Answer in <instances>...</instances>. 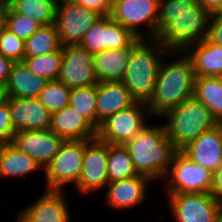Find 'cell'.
<instances>
[{
	"instance_id": "obj_1",
	"label": "cell",
	"mask_w": 222,
	"mask_h": 222,
	"mask_svg": "<svg viewBox=\"0 0 222 222\" xmlns=\"http://www.w3.org/2000/svg\"><path fill=\"white\" fill-rule=\"evenodd\" d=\"M210 16L198 0H160L156 39L170 51H184L207 38Z\"/></svg>"
},
{
	"instance_id": "obj_2",
	"label": "cell",
	"mask_w": 222,
	"mask_h": 222,
	"mask_svg": "<svg viewBox=\"0 0 222 222\" xmlns=\"http://www.w3.org/2000/svg\"><path fill=\"white\" fill-rule=\"evenodd\" d=\"M166 56L176 60L168 62L164 57L162 61L153 95L146 103L150 117H160L194 97L196 75L189 56L178 50L169 51Z\"/></svg>"
},
{
	"instance_id": "obj_3",
	"label": "cell",
	"mask_w": 222,
	"mask_h": 222,
	"mask_svg": "<svg viewBox=\"0 0 222 222\" xmlns=\"http://www.w3.org/2000/svg\"><path fill=\"white\" fill-rule=\"evenodd\" d=\"M124 146L130 154L137 174L146 176L152 181H159L165 177L178 151L166 136L163 124L147 125Z\"/></svg>"
},
{
	"instance_id": "obj_4",
	"label": "cell",
	"mask_w": 222,
	"mask_h": 222,
	"mask_svg": "<svg viewBox=\"0 0 222 222\" xmlns=\"http://www.w3.org/2000/svg\"><path fill=\"white\" fill-rule=\"evenodd\" d=\"M169 51L157 39H142L133 48L122 83L136 101L147 103L153 95L163 57Z\"/></svg>"
},
{
	"instance_id": "obj_5",
	"label": "cell",
	"mask_w": 222,
	"mask_h": 222,
	"mask_svg": "<svg viewBox=\"0 0 222 222\" xmlns=\"http://www.w3.org/2000/svg\"><path fill=\"white\" fill-rule=\"evenodd\" d=\"M161 117L167 119L163 124L166 136L178 150L218 124L210 110L195 97L185 100Z\"/></svg>"
},
{
	"instance_id": "obj_6",
	"label": "cell",
	"mask_w": 222,
	"mask_h": 222,
	"mask_svg": "<svg viewBox=\"0 0 222 222\" xmlns=\"http://www.w3.org/2000/svg\"><path fill=\"white\" fill-rule=\"evenodd\" d=\"M213 172L178 150L163 180L165 194L212 193Z\"/></svg>"
},
{
	"instance_id": "obj_7",
	"label": "cell",
	"mask_w": 222,
	"mask_h": 222,
	"mask_svg": "<svg viewBox=\"0 0 222 222\" xmlns=\"http://www.w3.org/2000/svg\"><path fill=\"white\" fill-rule=\"evenodd\" d=\"M159 3L160 0H113L110 16L137 38L156 39ZM141 26H145L144 32L140 30Z\"/></svg>"
},
{
	"instance_id": "obj_8",
	"label": "cell",
	"mask_w": 222,
	"mask_h": 222,
	"mask_svg": "<svg viewBox=\"0 0 222 222\" xmlns=\"http://www.w3.org/2000/svg\"><path fill=\"white\" fill-rule=\"evenodd\" d=\"M84 152L85 140L65 141L44 170L46 190H64L65 185H76L81 176Z\"/></svg>"
},
{
	"instance_id": "obj_9",
	"label": "cell",
	"mask_w": 222,
	"mask_h": 222,
	"mask_svg": "<svg viewBox=\"0 0 222 222\" xmlns=\"http://www.w3.org/2000/svg\"><path fill=\"white\" fill-rule=\"evenodd\" d=\"M149 115L147 104L137 101L103 120L97 130V138L108 144L124 145L148 125Z\"/></svg>"
},
{
	"instance_id": "obj_10",
	"label": "cell",
	"mask_w": 222,
	"mask_h": 222,
	"mask_svg": "<svg viewBox=\"0 0 222 222\" xmlns=\"http://www.w3.org/2000/svg\"><path fill=\"white\" fill-rule=\"evenodd\" d=\"M166 195L175 222H216L222 205L212 193Z\"/></svg>"
},
{
	"instance_id": "obj_11",
	"label": "cell",
	"mask_w": 222,
	"mask_h": 222,
	"mask_svg": "<svg viewBox=\"0 0 222 222\" xmlns=\"http://www.w3.org/2000/svg\"><path fill=\"white\" fill-rule=\"evenodd\" d=\"M137 37L111 16H102L86 32L79 45L92 55L103 50L123 49L130 46Z\"/></svg>"
},
{
	"instance_id": "obj_12",
	"label": "cell",
	"mask_w": 222,
	"mask_h": 222,
	"mask_svg": "<svg viewBox=\"0 0 222 222\" xmlns=\"http://www.w3.org/2000/svg\"><path fill=\"white\" fill-rule=\"evenodd\" d=\"M107 161L108 143L98 138L85 140L81 176L75 185L78 192L93 193L107 186L109 182Z\"/></svg>"
},
{
	"instance_id": "obj_13",
	"label": "cell",
	"mask_w": 222,
	"mask_h": 222,
	"mask_svg": "<svg viewBox=\"0 0 222 222\" xmlns=\"http://www.w3.org/2000/svg\"><path fill=\"white\" fill-rule=\"evenodd\" d=\"M62 61L58 81L68 88H79L98 83L94 68L93 55L76 45L62 46Z\"/></svg>"
},
{
	"instance_id": "obj_14",
	"label": "cell",
	"mask_w": 222,
	"mask_h": 222,
	"mask_svg": "<svg viewBox=\"0 0 222 222\" xmlns=\"http://www.w3.org/2000/svg\"><path fill=\"white\" fill-rule=\"evenodd\" d=\"M102 16L79 4L57 5L55 27L62 46L76 45Z\"/></svg>"
},
{
	"instance_id": "obj_15",
	"label": "cell",
	"mask_w": 222,
	"mask_h": 222,
	"mask_svg": "<svg viewBox=\"0 0 222 222\" xmlns=\"http://www.w3.org/2000/svg\"><path fill=\"white\" fill-rule=\"evenodd\" d=\"M64 142L51 130L38 129L16 132L11 144L33 158L45 170Z\"/></svg>"
},
{
	"instance_id": "obj_16",
	"label": "cell",
	"mask_w": 222,
	"mask_h": 222,
	"mask_svg": "<svg viewBox=\"0 0 222 222\" xmlns=\"http://www.w3.org/2000/svg\"><path fill=\"white\" fill-rule=\"evenodd\" d=\"M63 190H45L37 200L22 209L15 222H70V210Z\"/></svg>"
},
{
	"instance_id": "obj_17",
	"label": "cell",
	"mask_w": 222,
	"mask_h": 222,
	"mask_svg": "<svg viewBox=\"0 0 222 222\" xmlns=\"http://www.w3.org/2000/svg\"><path fill=\"white\" fill-rule=\"evenodd\" d=\"M151 182L150 178L143 175L108 182L104 202L117 211L139 206L147 199V187Z\"/></svg>"
},
{
	"instance_id": "obj_18",
	"label": "cell",
	"mask_w": 222,
	"mask_h": 222,
	"mask_svg": "<svg viewBox=\"0 0 222 222\" xmlns=\"http://www.w3.org/2000/svg\"><path fill=\"white\" fill-rule=\"evenodd\" d=\"M7 102L9 103L15 133L18 131L51 129V114L37 98L9 97Z\"/></svg>"
},
{
	"instance_id": "obj_19",
	"label": "cell",
	"mask_w": 222,
	"mask_h": 222,
	"mask_svg": "<svg viewBox=\"0 0 222 222\" xmlns=\"http://www.w3.org/2000/svg\"><path fill=\"white\" fill-rule=\"evenodd\" d=\"M181 151L213 173L222 164V127L217 124L188 143Z\"/></svg>"
},
{
	"instance_id": "obj_20",
	"label": "cell",
	"mask_w": 222,
	"mask_h": 222,
	"mask_svg": "<svg viewBox=\"0 0 222 222\" xmlns=\"http://www.w3.org/2000/svg\"><path fill=\"white\" fill-rule=\"evenodd\" d=\"M142 39L137 38L123 49L103 50L93 55V68L98 82H122L130 62L133 48Z\"/></svg>"
},
{
	"instance_id": "obj_21",
	"label": "cell",
	"mask_w": 222,
	"mask_h": 222,
	"mask_svg": "<svg viewBox=\"0 0 222 222\" xmlns=\"http://www.w3.org/2000/svg\"><path fill=\"white\" fill-rule=\"evenodd\" d=\"M50 130L64 141L97 138V130L70 105L51 114Z\"/></svg>"
},
{
	"instance_id": "obj_22",
	"label": "cell",
	"mask_w": 222,
	"mask_h": 222,
	"mask_svg": "<svg viewBox=\"0 0 222 222\" xmlns=\"http://www.w3.org/2000/svg\"><path fill=\"white\" fill-rule=\"evenodd\" d=\"M137 101L122 82L97 83V130L108 116L134 105Z\"/></svg>"
},
{
	"instance_id": "obj_23",
	"label": "cell",
	"mask_w": 222,
	"mask_h": 222,
	"mask_svg": "<svg viewBox=\"0 0 222 222\" xmlns=\"http://www.w3.org/2000/svg\"><path fill=\"white\" fill-rule=\"evenodd\" d=\"M185 53L192 61L196 77H220L222 75V46L207 38L188 46Z\"/></svg>"
},
{
	"instance_id": "obj_24",
	"label": "cell",
	"mask_w": 222,
	"mask_h": 222,
	"mask_svg": "<svg viewBox=\"0 0 222 222\" xmlns=\"http://www.w3.org/2000/svg\"><path fill=\"white\" fill-rule=\"evenodd\" d=\"M49 81L33 74L23 62L12 64L6 84L9 97L37 98Z\"/></svg>"
},
{
	"instance_id": "obj_25",
	"label": "cell",
	"mask_w": 222,
	"mask_h": 222,
	"mask_svg": "<svg viewBox=\"0 0 222 222\" xmlns=\"http://www.w3.org/2000/svg\"><path fill=\"white\" fill-rule=\"evenodd\" d=\"M42 169L29 155L19 151L11 143H6L0 149V178L25 176Z\"/></svg>"
},
{
	"instance_id": "obj_26",
	"label": "cell",
	"mask_w": 222,
	"mask_h": 222,
	"mask_svg": "<svg viewBox=\"0 0 222 222\" xmlns=\"http://www.w3.org/2000/svg\"><path fill=\"white\" fill-rule=\"evenodd\" d=\"M194 97L210 110L218 124L222 121L221 77H196Z\"/></svg>"
},
{
	"instance_id": "obj_27",
	"label": "cell",
	"mask_w": 222,
	"mask_h": 222,
	"mask_svg": "<svg viewBox=\"0 0 222 222\" xmlns=\"http://www.w3.org/2000/svg\"><path fill=\"white\" fill-rule=\"evenodd\" d=\"M8 7L13 12L25 15L42 26L55 23L57 9L55 0H9Z\"/></svg>"
},
{
	"instance_id": "obj_28",
	"label": "cell",
	"mask_w": 222,
	"mask_h": 222,
	"mask_svg": "<svg viewBox=\"0 0 222 222\" xmlns=\"http://www.w3.org/2000/svg\"><path fill=\"white\" fill-rule=\"evenodd\" d=\"M61 46L55 25L42 26L25 40V57L43 56L57 51Z\"/></svg>"
},
{
	"instance_id": "obj_29",
	"label": "cell",
	"mask_w": 222,
	"mask_h": 222,
	"mask_svg": "<svg viewBox=\"0 0 222 222\" xmlns=\"http://www.w3.org/2000/svg\"><path fill=\"white\" fill-rule=\"evenodd\" d=\"M107 174L109 182L137 176L127 148L121 144H108Z\"/></svg>"
},
{
	"instance_id": "obj_30",
	"label": "cell",
	"mask_w": 222,
	"mask_h": 222,
	"mask_svg": "<svg viewBox=\"0 0 222 222\" xmlns=\"http://www.w3.org/2000/svg\"><path fill=\"white\" fill-rule=\"evenodd\" d=\"M96 104L97 84L71 89L69 105L97 130Z\"/></svg>"
},
{
	"instance_id": "obj_31",
	"label": "cell",
	"mask_w": 222,
	"mask_h": 222,
	"mask_svg": "<svg viewBox=\"0 0 222 222\" xmlns=\"http://www.w3.org/2000/svg\"><path fill=\"white\" fill-rule=\"evenodd\" d=\"M63 53L62 46L55 52L43 55L24 57L23 63L35 75L56 81L60 74Z\"/></svg>"
},
{
	"instance_id": "obj_32",
	"label": "cell",
	"mask_w": 222,
	"mask_h": 222,
	"mask_svg": "<svg viewBox=\"0 0 222 222\" xmlns=\"http://www.w3.org/2000/svg\"><path fill=\"white\" fill-rule=\"evenodd\" d=\"M70 91V88L58 80L49 81L37 99L50 114H53L69 105Z\"/></svg>"
},
{
	"instance_id": "obj_33",
	"label": "cell",
	"mask_w": 222,
	"mask_h": 222,
	"mask_svg": "<svg viewBox=\"0 0 222 222\" xmlns=\"http://www.w3.org/2000/svg\"><path fill=\"white\" fill-rule=\"evenodd\" d=\"M42 27L41 24L25 15L13 12L7 7L5 28L24 40L31 37Z\"/></svg>"
},
{
	"instance_id": "obj_34",
	"label": "cell",
	"mask_w": 222,
	"mask_h": 222,
	"mask_svg": "<svg viewBox=\"0 0 222 222\" xmlns=\"http://www.w3.org/2000/svg\"><path fill=\"white\" fill-rule=\"evenodd\" d=\"M0 53L13 62H22L25 57V40L5 28L0 39Z\"/></svg>"
},
{
	"instance_id": "obj_35",
	"label": "cell",
	"mask_w": 222,
	"mask_h": 222,
	"mask_svg": "<svg viewBox=\"0 0 222 222\" xmlns=\"http://www.w3.org/2000/svg\"><path fill=\"white\" fill-rule=\"evenodd\" d=\"M15 131L12 126L9 103L0 106V142L3 144L11 143Z\"/></svg>"
},
{
	"instance_id": "obj_36",
	"label": "cell",
	"mask_w": 222,
	"mask_h": 222,
	"mask_svg": "<svg viewBox=\"0 0 222 222\" xmlns=\"http://www.w3.org/2000/svg\"><path fill=\"white\" fill-rule=\"evenodd\" d=\"M207 39L215 45L222 46V12L211 14Z\"/></svg>"
},
{
	"instance_id": "obj_37",
	"label": "cell",
	"mask_w": 222,
	"mask_h": 222,
	"mask_svg": "<svg viewBox=\"0 0 222 222\" xmlns=\"http://www.w3.org/2000/svg\"><path fill=\"white\" fill-rule=\"evenodd\" d=\"M113 0H79V5L93 10L101 16H110Z\"/></svg>"
},
{
	"instance_id": "obj_38",
	"label": "cell",
	"mask_w": 222,
	"mask_h": 222,
	"mask_svg": "<svg viewBox=\"0 0 222 222\" xmlns=\"http://www.w3.org/2000/svg\"><path fill=\"white\" fill-rule=\"evenodd\" d=\"M13 63L11 59L0 53V84L6 86Z\"/></svg>"
},
{
	"instance_id": "obj_39",
	"label": "cell",
	"mask_w": 222,
	"mask_h": 222,
	"mask_svg": "<svg viewBox=\"0 0 222 222\" xmlns=\"http://www.w3.org/2000/svg\"><path fill=\"white\" fill-rule=\"evenodd\" d=\"M212 194L222 204V164L213 174Z\"/></svg>"
},
{
	"instance_id": "obj_40",
	"label": "cell",
	"mask_w": 222,
	"mask_h": 222,
	"mask_svg": "<svg viewBox=\"0 0 222 222\" xmlns=\"http://www.w3.org/2000/svg\"><path fill=\"white\" fill-rule=\"evenodd\" d=\"M210 14L222 12V0H198Z\"/></svg>"
},
{
	"instance_id": "obj_41",
	"label": "cell",
	"mask_w": 222,
	"mask_h": 222,
	"mask_svg": "<svg viewBox=\"0 0 222 222\" xmlns=\"http://www.w3.org/2000/svg\"><path fill=\"white\" fill-rule=\"evenodd\" d=\"M7 7L0 8V39L6 26Z\"/></svg>"
},
{
	"instance_id": "obj_42",
	"label": "cell",
	"mask_w": 222,
	"mask_h": 222,
	"mask_svg": "<svg viewBox=\"0 0 222 222\" xmlns=\"http://www.w3.org/2000/svg\"><path fill=\"white\" fill-rule=\"evenodd\" d=\"M8 92L5 85L0 84V106L7 103L8 101Z\"/></svg>"
},
{
	"instance_id": "obj_43",
	"label": "cell",
	"mask_w": 222,
	"mask_h": 222,
	"mask_svg": "<svg viewBox=\"0 0 222 222\" xmlns=\"http://www.w3.org/2000/svg\"><path fill=\"white\" fill-rule=\"evenodd\" d=\"M57 5L79 4V0H55Z\"/></svg>"
},
{
	"instance_id": "obj_44",
	"label": "cell",
	"mask_w": 222,
	"mask_h": 222,
	"mask_svg": "<svg viewBox=\"0 0 222 222\" xmlns=\"http://www.w3.org/2000/svg\"><path fill=\"white\" fill-rule=\"evenodd\" d=\"M216 222H222V205L219 208L217 218H216Z\"/></svg>"
},
{
	"instance_id": "obj_45",
	"label": "cell",
	"mask_w": 222,
	"mask_h": 222,
	"mask_svg": "<svg viewBox=\"0 0 222 222\" xmlns=\"http://www.w3.org/2000/svg\"><path fill=\"white\" fill-rule=\"evenodd\" d=\"M9 0H0V8L8 7Z\"/></svg>"
}]
</instances>
